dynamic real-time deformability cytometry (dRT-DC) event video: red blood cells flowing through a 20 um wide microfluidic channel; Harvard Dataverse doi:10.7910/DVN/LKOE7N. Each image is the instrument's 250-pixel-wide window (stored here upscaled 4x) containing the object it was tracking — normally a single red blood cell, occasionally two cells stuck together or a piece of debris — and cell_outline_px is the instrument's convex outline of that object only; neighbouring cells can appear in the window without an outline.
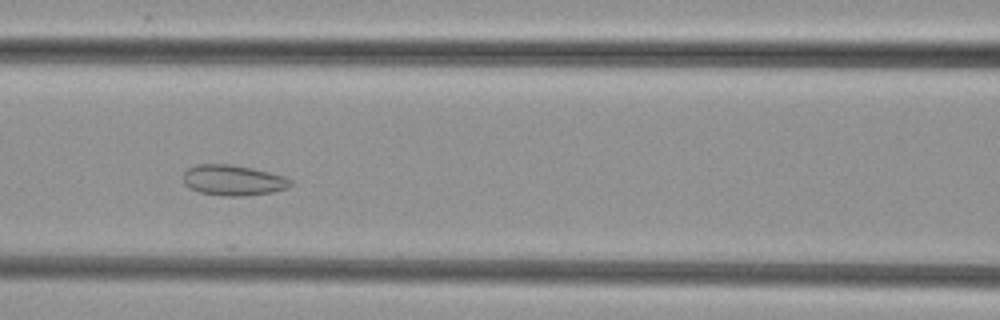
{"species": "common noctule bat (a hibernating species)", "species_latin": "Nyctalus noctula", "temperature_condition": "cold", "stored_images_in_passage": 14, "camera_frame_rate_fps": 3000, "um_per_image_px": 0.085, "animal": {"sex": "female", "body_mass_g": 29.2, "forearm_length_mm": 56.3}, "frame": {"image": 1, "passage_image": 10, "time_ms": 3.0, "image_size_px": [1000, 320], "cell_outline_px": [[292, 184], [288, 188], [272, 192], [244, 196], [228, 196], [200, 192], [188, 188], [184, 184], [184, 172], [188, 168], [196, 164], [228, 164], [252, 168], [284, 176], [292, 180]], "centroid_in_image_um": [19.81, 15.32], "position_along_channel_um": 146.8, "area_um2": 19.07}}
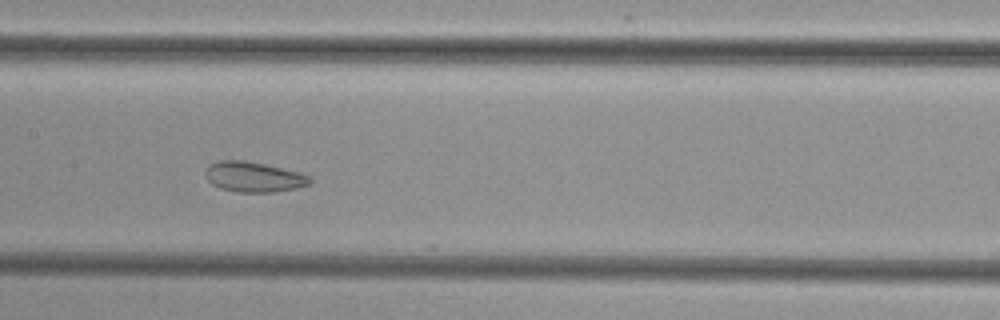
{"frame": {"image": 2, "passage_image": 13, "time_ms": 4.0, "image_size_px": [1000, 320], "cell_outline_px": [[312, 180], [308, 184], [296, 188], [272, 192], [236, 192], [220, 188], [212, 184], [204, 176], [204, 172], [212, 164], [220, 160], [244, 160], [264, 164], [300, 172], [312, 176]], "centroid_in_image_um": [21.57, 15.04], "position_along_channel_um": 185.8, "area_um2": 18.38}}